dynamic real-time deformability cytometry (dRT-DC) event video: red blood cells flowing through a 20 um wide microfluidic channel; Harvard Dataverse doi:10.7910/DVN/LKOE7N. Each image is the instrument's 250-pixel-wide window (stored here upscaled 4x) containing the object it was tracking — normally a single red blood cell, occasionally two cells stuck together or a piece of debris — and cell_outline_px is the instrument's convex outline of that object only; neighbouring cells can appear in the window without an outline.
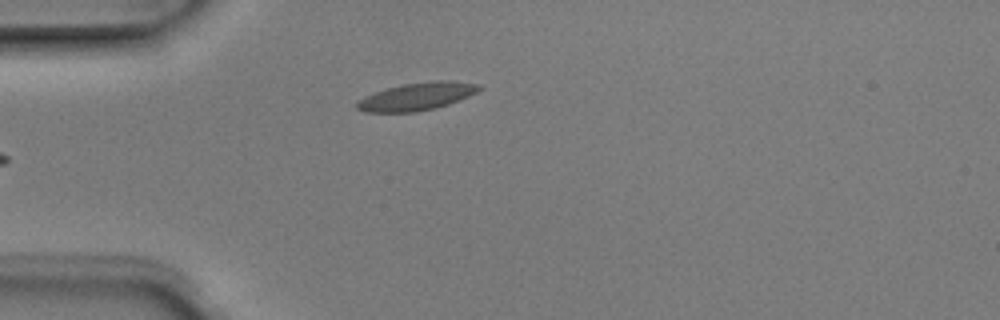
{"species": "Egyptian fruit bat (a non-hibernating species)", "species_latin": "Rousettus aegyptiacus", "temperature_condition": "room temperature", "stored_images_in_passage": 3, "camera_frame_rate_fps": 3000, "um_per_image_px": 0.085, "animal": {"sex": "male"}, "frame": {"image": 1, "passage_image": 3, "time_ms": 0.667, "image_size_px": [1000, 320], "cell_outline_px": [[480, 88], [476, 92], [468, 96], [448, 104], [436, 108], [416, 112], [364, 112], [356, 108], [356, 104], [364, 96], [388, 88], [404, 84], [436, 80], [448, 80], [480, 84]], "centroid_in_image_um": [35.43, 8.2], "position_along_channel_um": 49.6, "area_um2": 19.48}}